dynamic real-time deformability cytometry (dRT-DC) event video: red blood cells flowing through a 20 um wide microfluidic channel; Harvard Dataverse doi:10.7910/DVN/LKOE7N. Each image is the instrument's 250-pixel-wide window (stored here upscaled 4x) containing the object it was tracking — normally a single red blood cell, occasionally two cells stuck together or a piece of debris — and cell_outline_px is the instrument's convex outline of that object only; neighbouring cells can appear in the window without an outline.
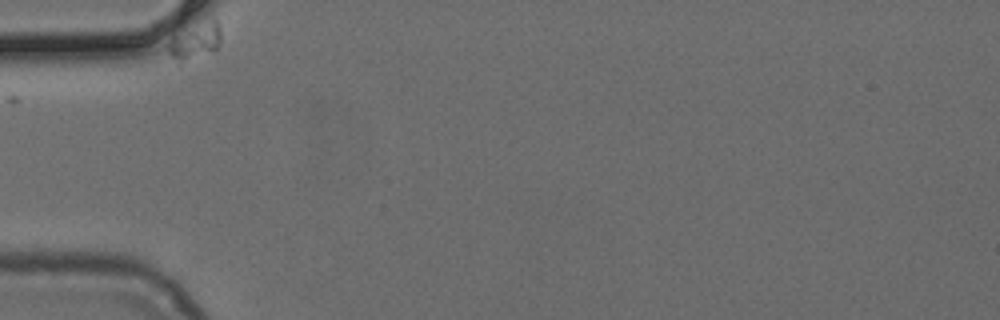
{"species": "common noctule bat (a hibernating species)", "species_latin": "Nyctalus noctula", "temperature_condition": "cold", "stored_images_in_passage": 3, "camera_frame_rate_fps": 3000, "um_per_image_px": 0.085, "animal": {"sex": "female", "body_mass_g": 24.6, "forearm_length_mm": 56.2}, "frame": {"image": 1, "passage_image": 1, "time_ms": 0.0, "image_size_px": [1000, 320], "cell_outline_px": [[220, 44], [216, 52], [180, 64], [168, 52], [168, 44], [172, 36], [216, 20], [220, 28]], "centroid_in_image_um": [16.6, 3.63], "position_along_channel_um": 68.4, "area_um2": 10.75}}